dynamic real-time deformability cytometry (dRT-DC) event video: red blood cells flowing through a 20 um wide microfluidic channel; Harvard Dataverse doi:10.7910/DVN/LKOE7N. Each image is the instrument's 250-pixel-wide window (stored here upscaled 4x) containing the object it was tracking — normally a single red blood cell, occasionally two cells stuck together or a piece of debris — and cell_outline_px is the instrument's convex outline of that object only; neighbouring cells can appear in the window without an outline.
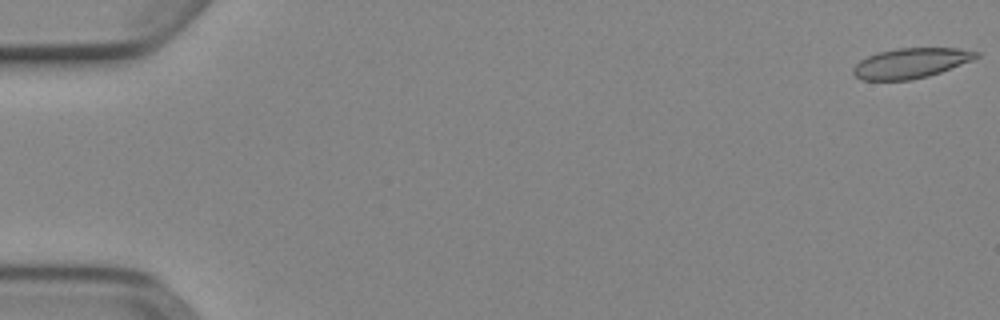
{"species": "Egyptian fruit bat (a non-hibernating species)", "species_latin": "Rousettus aegyptiacus", "temperature_condition": "cold", "stored_images_in_passage": 53, "camera_frame_rate_fps": 3000, "um_per_image_px": 0.085, "animal": {"sex": "female"}, "frame": {"image": 1, "passage_image": 1, "time_ms": 0.0, "image_size_px": [1000, 320], "cell_outline_px": [[980, 56], [972, 60], [940, 72], [928, 76], [912, 80], [860, 80], [852, 72], [852, 68], [860, 60], [868, 56], [880, 52], [896, 48], [956, 48], [980, 52]], "centroid_in_image_um": [77.41, 5.37], "position_along_channel_um": 7.6, "area_um2": 21.5}}
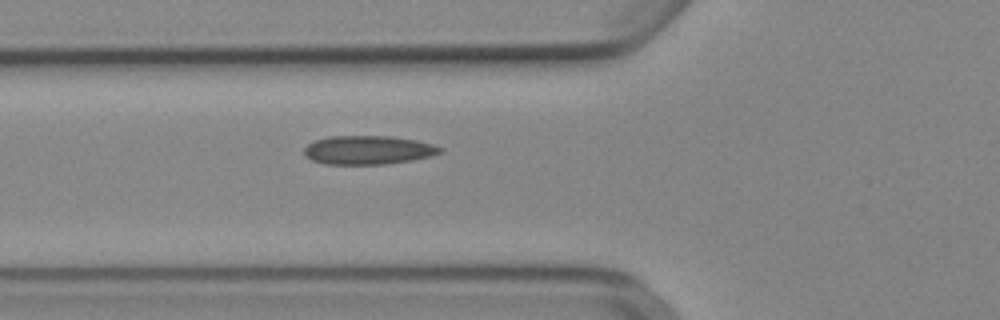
{"frame": {"image": 2, "passage_image": 20, "time_ms": 6.333, "image_size_px": [1000, 320], "cell_outline_px": [[444, 148], [440, 152], [428, 156], [412, 160], [384, 164], [324, 164], [312, 160], [304, 156], [304, 148], [308, 144], [316, 140], [328, 136], [388, 136], [416, 140], [432, 144]], "centroid_in_image_um": [31.25, 12.75], "position_along_channel_um": 94.6, "area_um2": 22.66}}
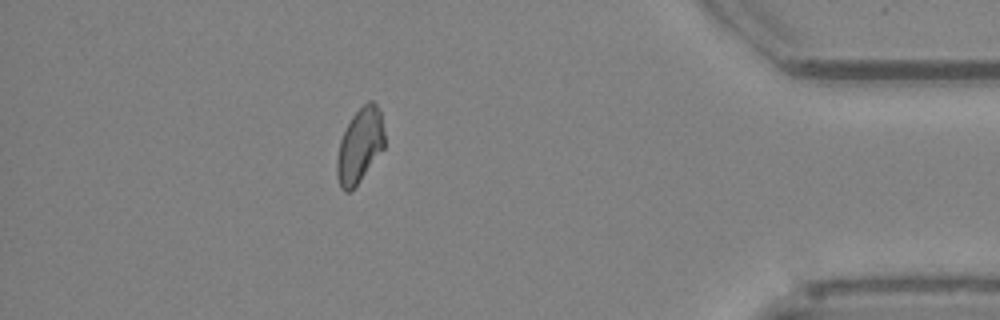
{"frame": {"image": 3, "passage_image": 47, "time_ms": 15.333, "image_size_px": [1000, 320], "cell_outline_px": [[384, 148], [360, 180], [348, 192], [344, 192], [340, 188], [336, 176], [336, 160], [340, 140], [352, 116], [368, 100], [372, 100], [376, 104], [380, 112], [384, 132]], "centroid_in_image_um": [30.56, 12.38], "position_along_channel_um": 404.6, "area_um2": 20.46}, "authors_computed_cell_mechanics": {"area_um2": 21.6172, "velocity_mm_per_s": 3.8979, "shape_relaxation_time_tau1_ms": null, "shape_relaxation_time_tau2_ms": 6.283, "deformation_change_tau1": null, "deformation_change_tau2": 0.1051}}